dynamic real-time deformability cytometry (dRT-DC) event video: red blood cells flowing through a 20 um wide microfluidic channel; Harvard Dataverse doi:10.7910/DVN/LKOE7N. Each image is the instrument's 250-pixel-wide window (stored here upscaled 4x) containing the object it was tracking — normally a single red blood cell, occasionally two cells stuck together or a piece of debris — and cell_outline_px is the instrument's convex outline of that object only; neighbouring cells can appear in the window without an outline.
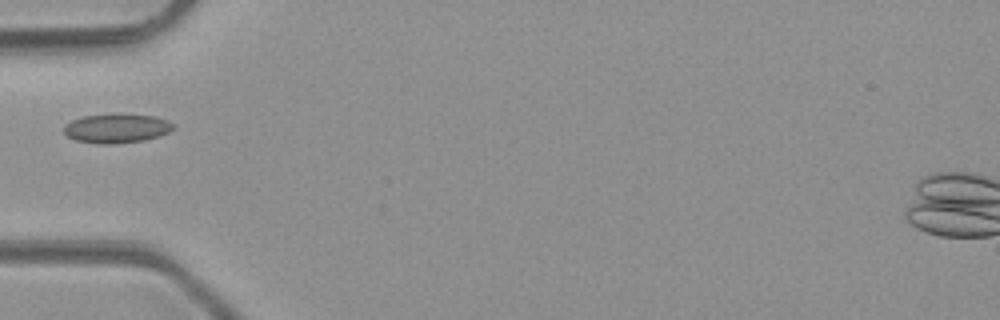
{"species": "common noctule bat (a hibernating species)", "species_latin": "Nyctalus noctula", "temperature_condition": "room temperature", "stored_images_in_passage": 2, "camera_frame_rate_fps": 3000, "um_per_image_px": 0.085, "animal": {"sex": "male", "body_mass_g": 23.1, "forearm_length_mm": 52.7}, "frame": {"image": 1, "passage_image": 1, "time_ms": 0.0, "image_size_px": [1000, 320], "cell_outline_px": [[176, 128], [168, 132], [144, 140], [112, 144], [100, 144], [76, 140], [68, 136], [64, 132], [64, 124], [72, 120], [84, 116], [152, 116], [168, 120], [176, 124]], "centroid_in_image_um": [9.92, 10.94], "position_along_channel_um": 75.1, "area_um2": 17.92}}
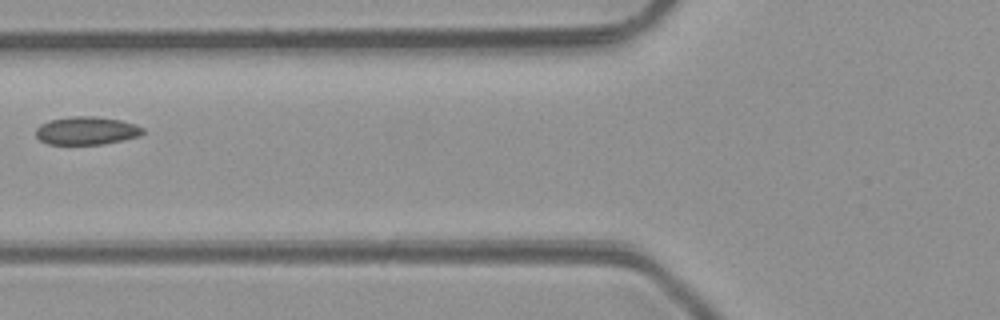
{"frame": {"image": 2, "passage_image": 2, "time_ms": 1.0, "image_size_px": [1000, 320], "cell_outline_px": [[144, 132], [140, 136], [124, 140], [104, 144], [48, 144], [40, 140], [36, 136], [36, 128], [40, 124], [48, 120], [72, 116], [96, 116], [120, 120], [136, 124], [144, 128]], "centroid_in_image_um": [7.37, 11.1], "position_along_channel_um": 118.4, "area_um2": 17.69}}